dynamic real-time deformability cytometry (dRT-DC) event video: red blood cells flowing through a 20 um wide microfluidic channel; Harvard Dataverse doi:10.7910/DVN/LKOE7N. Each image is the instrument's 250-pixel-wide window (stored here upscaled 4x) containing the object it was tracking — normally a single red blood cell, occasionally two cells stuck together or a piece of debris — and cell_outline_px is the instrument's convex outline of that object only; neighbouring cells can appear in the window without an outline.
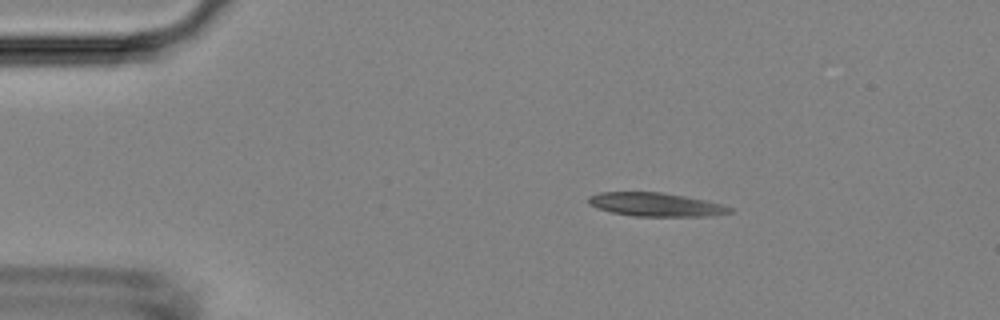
{"species": "Egyptian fruit bat (a non-hibernating species)", "species_latin": "Rousettus aegyptiacus", "temperature_condition": "room temperature", "stored_images_in_passage": 3, "camera_frame_rate_fps": 3000, "um_per_image_px": 0.085, "animal": {"sex": "female"}, "frame": {"image": 1, "passage_image": 1, "time_ms": 0.0, "image_size_px": [1000, 320], "cell_outline_px": [[732, 212], [712, 216], [632, 216], [612, 212], [596, 208], [588, 204], [588, 196], [600, 192], [660, 192], [684, 196], [724, 204], [732, 208]], "centroid_in_image_um": [55.72, 17.39], "position_along_channel_um": 29.3, "area_um2": 19.48}}
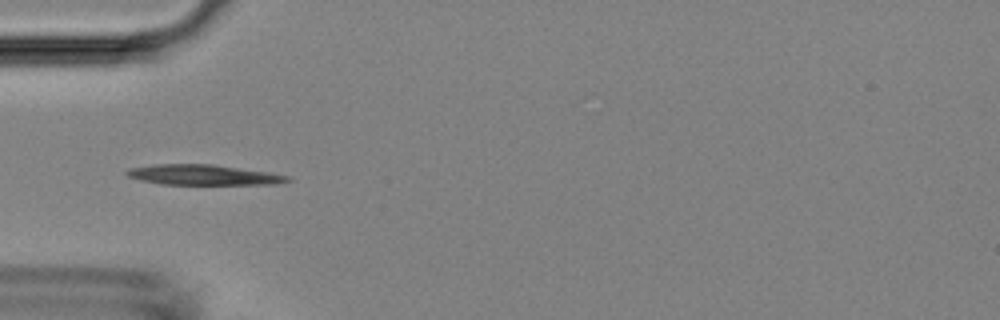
{"frame": {"image": 2, "passage_image": 3, "time_ms": 2.333, "image_size_px": [1000, 320], "cell_outline_px": [[292, 180], [276, 184], [160, 184], [140, 180], [128, 176], [124, 172], [128, 168], [152, 164], [212, 164], [268, 172], [292, 176]], "centroid_in_image_um": [17.27, 14.86], "position_along_channel_um": 67.7, "area_um2": 19.07}}